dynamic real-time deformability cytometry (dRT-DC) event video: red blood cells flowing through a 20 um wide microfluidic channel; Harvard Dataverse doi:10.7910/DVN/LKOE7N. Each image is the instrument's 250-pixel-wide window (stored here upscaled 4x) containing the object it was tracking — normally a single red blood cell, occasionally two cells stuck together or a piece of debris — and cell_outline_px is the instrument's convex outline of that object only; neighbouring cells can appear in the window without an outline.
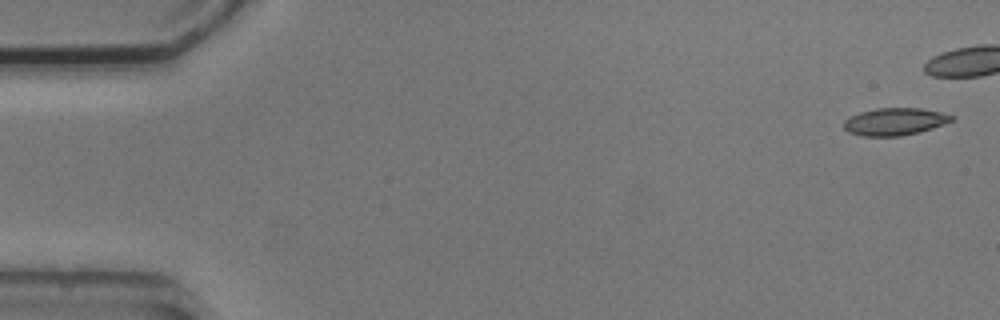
{"species": "common noctule bat (a hibernating species)", "species_latin": "Nyctalus noctula", "temperature_condition": "cold", "stored_images_in_passage": 6, "camera_frame_rate_fps": 3000, "um_per_image_px": 0.085, "animal": {"sex": "male", "body_mass_g": 20.5, "forearm_length_mm": 52.5}, "frame": {"image": 1, "passage_image": 1, "time_ms": 0.0, "image_size_px": [1000, 320], "cell_outline_px": [[956, 120], [920, 132], [900, 136], [864, 136], [848, 132], [844, 128], [844, 120], [860, 112], [876, 108], [920, 108], [940, 112], [956, 116]], "centroid_in_image_um": [76.1, 10.33], "position_along_channel_um": 8.9, "area_um2": 17.22}}
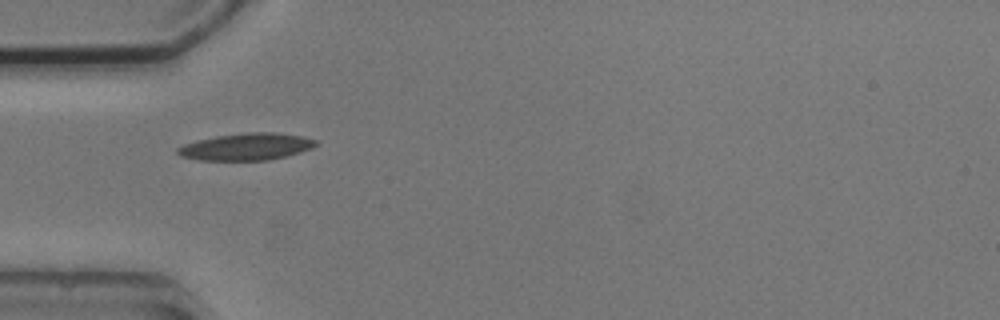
{"frame": {"image": 2, "passage_image": 6, "time_ms": 6.333, "image_size_px": [1000, 320], "cell_outline_px": [[320, 144], [312, 148], [300, 152], [268, 160], [200, 160], [180, 156], [176, 152], [176, 148], [184, 144], [196, 140], [216, 136], [244, 132], [276, 132], [304, 136], [320, 140]], "centroid_in_image_um": [20.98, 12.45], "position_along_channel_um": 64.0, "area_um2": 22.02}}